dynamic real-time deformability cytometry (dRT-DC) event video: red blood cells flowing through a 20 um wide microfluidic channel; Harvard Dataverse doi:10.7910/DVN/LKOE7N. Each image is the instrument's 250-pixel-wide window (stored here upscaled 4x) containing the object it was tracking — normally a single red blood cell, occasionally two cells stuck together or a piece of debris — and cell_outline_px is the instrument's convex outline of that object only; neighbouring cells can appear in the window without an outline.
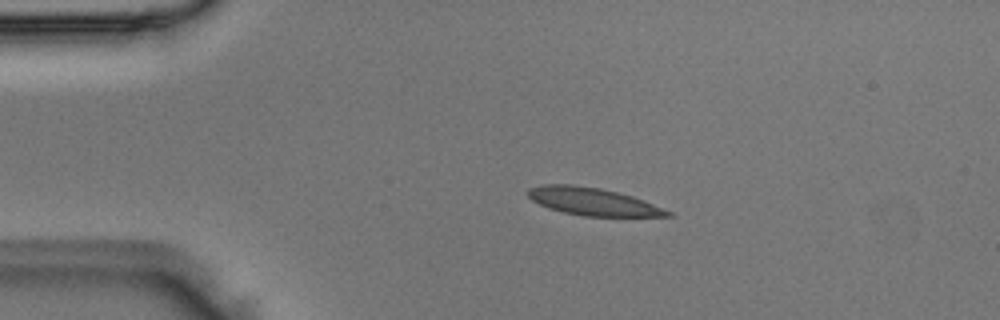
{"species": "Egyptian fruit bat (a non-hibernating species)", "species_latin": "Rousettus aegyptiacus", "temperature_condition": "room temperature", "stored_images_in_passage": 3, "camera_frame_rate_fps": 3000, "um_per_image_px": 0.085, "animal": {"sex": "male"}, "frame": {"image": 1, "passage_image": 2, "time_ms": 0.333, "image_size_px": [1000, 320], "cell_outline_px": [[676, 216], [584, 216], [564, 212], [548, 208], [532, 200], [528, 196], [528, 188], [540, 184], [572, 184], [600, 188], [632, 196], [644, 200], [672, 212]], "centroid_in_image_um": [50.38, 17.12], "position_along_channel_um": 34.6, "area_um2": 22.37}}